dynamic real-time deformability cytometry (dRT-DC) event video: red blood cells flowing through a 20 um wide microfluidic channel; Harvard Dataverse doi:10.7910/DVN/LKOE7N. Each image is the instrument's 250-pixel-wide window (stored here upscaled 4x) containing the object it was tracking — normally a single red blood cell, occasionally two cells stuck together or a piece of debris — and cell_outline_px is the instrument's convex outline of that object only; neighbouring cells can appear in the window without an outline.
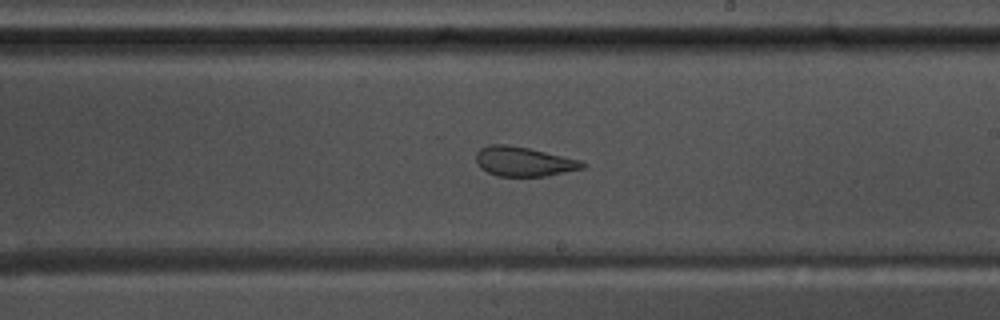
{"species": "common noctule bat (a hibernating species)", "species_latin": "Nyctalus noctula", "temperature_condition": "warm", "stored_images_in_passage": 43, "camera_frame_rate_fps": 3000, "um_per_image_px": 0.085, "animal": {"sex": "male", "body_mass_g": 17.5, "forearm_length_mm": 52.3}, "frame": {"image": 1, "passage_image": 20, "time_ms": 6.333, "image_size_px": [1000, 320], "cell_outline_px": [[588, 164], [584, 168], [544, 176], [496, 176], [480, 168], [476, 160], [476, 152], [480, 148], [492, 144], [508, 144], [528, 148], [580, 160]], "centroid_in_image_um": [44.49, 13.73], "position_along_channel_um": 244.5, "area_um2": 18.21}}
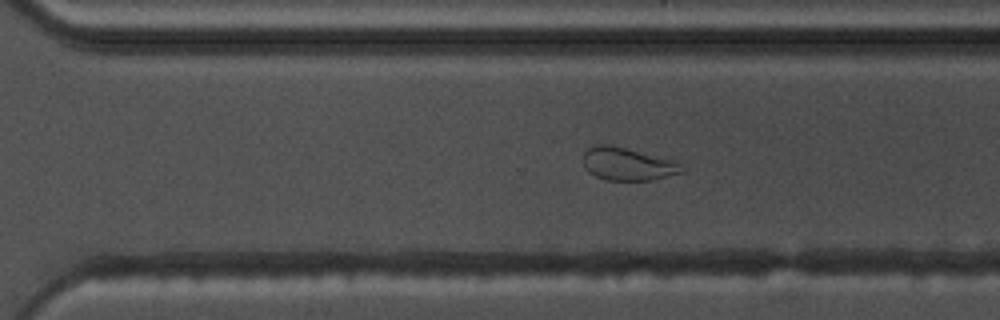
{"frame": {"image": 2, "passage_image": 26, "time_ms": 8.333, "image_size_px": [1000, 320], "cell_outline_px": [[688, 168], [684, 172], [652, 180], [604, 180], [588, 172], [584, 164], [584, 152], [588, 148], [596, 144], [608, 144], [672, 160]], "centroid_in_image_um": [53.36, 13.95], "position_along_channel_um": 317.2, "area_um2": 18.73}}
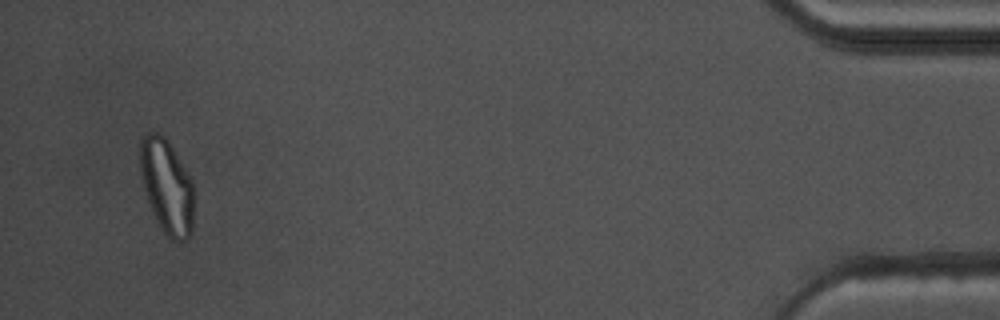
{"frame": {"image": 3, "passage_image": 41, "time_ms": 13.333, "image_size_px": [1000, 320], "cell_outline_px": [[192, 232], [180, 244], [176, 244], [160, 228], [156, 220], [148, 200], [140, 176], [140, 140], [148, 132], [160, 132], [168, 140], [192, 180]], "centroid_in_image_um": [14.16, 15.84], "position_along_channel_um": 421.0, "area_um2": 29.54}, "authors_computed_cell_mechanics": {"area_um2": 20.23, "velocity_mm_per_s": 3.6376, "shape_relaxation_time_tau1_ms": null, "shape_relaxation_time_tau2_ms": 1.2093, "deformation_change_tau1": null, "deformation_change_tau2": 0.0839}}